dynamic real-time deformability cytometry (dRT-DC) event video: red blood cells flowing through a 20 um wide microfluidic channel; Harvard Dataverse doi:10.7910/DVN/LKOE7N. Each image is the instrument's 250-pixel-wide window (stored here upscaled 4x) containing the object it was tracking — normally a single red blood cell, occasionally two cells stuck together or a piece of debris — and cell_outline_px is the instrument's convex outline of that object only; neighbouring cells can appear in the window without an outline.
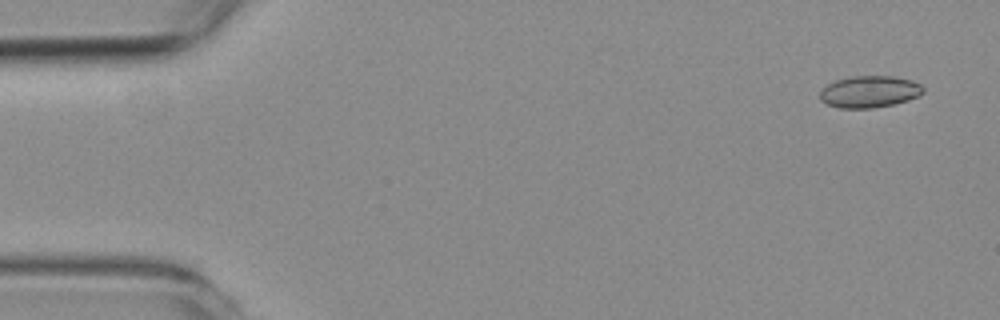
{"species": "common noctule bat (a hibernating species)", "species_latin": "Nyctalus noctula", "temperature_condition": "room temperature", "stored_images_in_passage": 7, "segment_of_instrument_passage": [1, 2], "camera_frame_rate_fps": 3000, "um_per_image_px": 0.085, "animal": {"sex": "female", "body_mass_g": 19.3, "forearm_length_mm": 54.1}, "frame": {"image": 1, "passage_image": 1, "time_ms": 0.0, "image_size_px": [1000, 320], "cell_outline_px": [[924, 92], [908, 100], [892, 104], [872, 108], [840, 108], [828, 104], [820, 100], [820, 92], [828, 84], [836, 80], [852, 76], [892, 76], [912, 80], [920, 84], [924, 88]], "centroid_in_image_um": [73.91, 7.79], "position_along_channel_um": 11.1, "area_um2": 18.96}}